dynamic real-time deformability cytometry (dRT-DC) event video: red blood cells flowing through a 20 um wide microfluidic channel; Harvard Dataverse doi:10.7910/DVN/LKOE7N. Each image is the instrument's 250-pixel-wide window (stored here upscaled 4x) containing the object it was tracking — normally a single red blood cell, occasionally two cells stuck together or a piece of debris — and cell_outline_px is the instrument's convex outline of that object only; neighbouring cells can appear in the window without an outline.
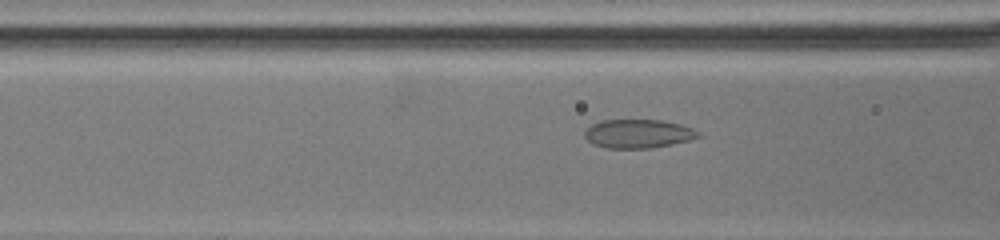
{"species": "common noctule bat (a hibernating species)", "species_latin": "Nyctalus noctula", "temperature_condition": "warm", "stored_images_in_passage": 12, "camera_frame_rate_fps": 3000, "um_per_image_px": 0.085, "animal": {"sex": "female", "body_mass_g": 19.5, "forearm_length_mm": 54.1}, "frame": {"image": 1, "passage_image": 9, "time_ms": 2.667, "image_size_px": [1000, 240], "cell_outline_px": [[700, 136], [688, 140], [672, 144], [652, 148], [604, 148], [592, 144], [584, 136], [584, 132], [592, 124], [600, 120], [664, 120], [680, 124], [692, 128], [700, 132]], "centroid_in_image_um": [54.23, 11.36], "position_along_channel_um": 112.4, "area_um2": 19.07}}